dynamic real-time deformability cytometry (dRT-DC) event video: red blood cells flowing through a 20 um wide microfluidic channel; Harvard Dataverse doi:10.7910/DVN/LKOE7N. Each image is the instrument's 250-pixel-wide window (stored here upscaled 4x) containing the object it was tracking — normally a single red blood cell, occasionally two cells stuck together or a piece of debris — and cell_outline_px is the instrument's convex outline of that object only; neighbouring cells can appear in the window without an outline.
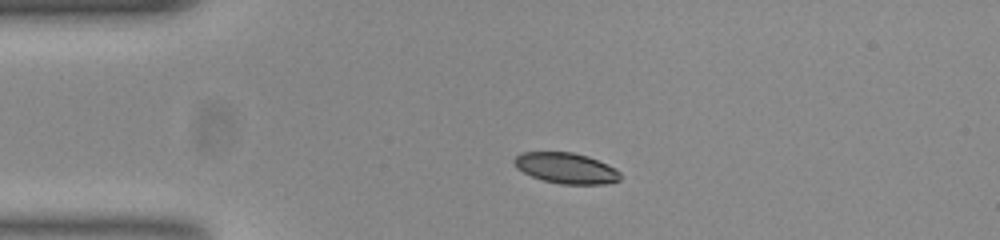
{"species": "common noctule bat (a hibernating species)", "species_latin": "Nyctalus noctula", "temperature_condition": "room temperature", "stored_images_in_passage": 43, "camera_frame_rate_fps": 3000, "um_per_image_px": 0.085, "animal": {"sex": "female", "body_mass_g": 23.0, "forearm_length_mm": 53.4}, "frame": {"image": 1, "passage_image": 1, "time_ms": 0.0, "image_size_px": [1000, 240], "cell_outline_px": [[620, 180], [604, 184], [560, 184], [544, 180], [532, 176], [516, 168], [512, 160], [520, 152], [572, 152], [588, 156], [616, 168], [620, 172]], "centroid_in_image_um": [48.11, 14.28], "position_along_channel_um": 36.9, "area_um2": 19.02}}
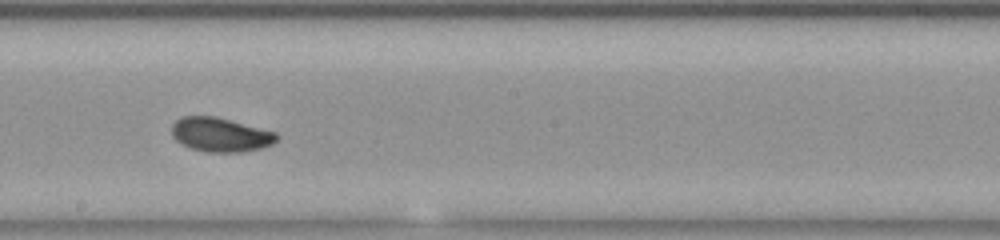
{"frame": {"image": 2, "passage_image": 19, "time_ms": 6.0, "image_size_px": [1000, 240], "cell_outline_px": [[280, 136], [272, 144], [260, 148], [244, 152], [208, 152], [192, 148], [180, 144], [172, 136], [172, 124], [176, 120], [184, 116], [216, 116], [276, 132]], "centroid_in_image_um": [18.74, 11.45], "position_along_channel_um": 229.5, "area_um2": 20.92}}
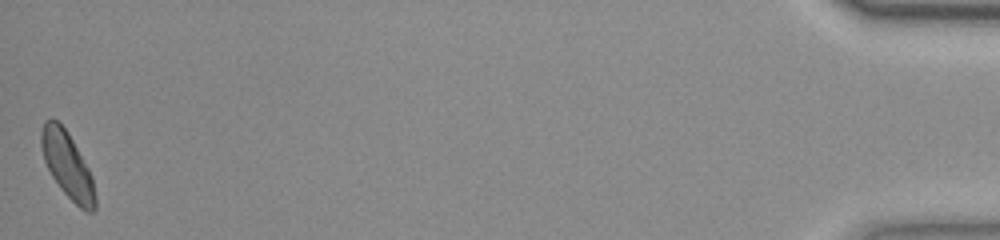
{"frame": {"image": 3, "passage_image": 43, "time_ms": 14.0, "image_size_px": [1000, 240], "cell_outline_px": [[96, 208], [92, 212], [84, 212], [60, 188], [52, 176], [44, 160], [40, 144], [40, 132], [44, 120], [56, 120], [68, 132], [88, 168], [92, 176], [96, 196]], "centroid_in_image_um": [5.73, 14.06], "position_along_channel_um": 429.5, "area_um2": 20.63}, "authors_computed_cell_mechanics": {"area_um2": 20.4034, "velocity_mm_per_s": 3.7548, "shape_relaxation_time_tau1_ms": 3.4611, "shape_relaxation_time_tau2_ms": 2.3555, "deformation_change_tau1": 0.1269, "deformation_change_tau2": 0.054}}